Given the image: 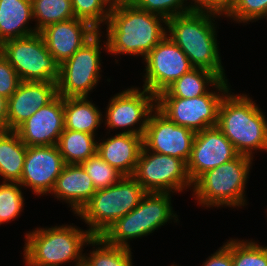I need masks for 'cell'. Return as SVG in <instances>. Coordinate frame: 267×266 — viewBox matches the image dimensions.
I'll return each instance as SVG.
<instances>
[{
	"label": "cell",
	"instance_id": "35",
	"mask_svg": "<svg viewBox=\"0 0 267 266\" xmlns=\"http://www.w3.org/2000/svg\"><path fill=\"white\" fill-rule=\"evenodd\" d=\"M20 77L0 52V94L7 99L17 90Z\"/></svg>",
	"mask_w": 267,
	"mask_h": 266
},
{
	"label": "cell",
	"instance_id": "5",
	"mask_svg": "<svg viewBox=\"0 0 267 266\" xmlns=\"http://www.w3.org/2000/svg\"><path fill=\"white\" fill-rule=\"evenodd\" d=\"M253 158L239 155L202 174L193 183V195L204 207H241Z\"/></svg>",
	"mask_w": 267,
	"mask_h": 266
},
{
	"label": "cell",
	"instance_id": "12",
	"mask_svg": "<svg viewBox=\"0 0 267 266\" xmlns=\"http://www.w3.org/2000/svg\"><path fill=\"white\" fill-rule=\"evenodd\" d=\"M143 59L146 63L143 88L155 96L193 69L186 54L168 35Z\"/></svg>",
	"mask_w": 267,
	"mask_h": 266
},
{
	"label": "cell",
	"instance_id": "7",
	"mask_svg": "<svg viewBox=\"0 0 267 266\" xmlns=\"http://www.w3.org/2000/svg\"><path fill=\"white\" fill-rule=\"evenodd\" d=\"M170 195L147 192L136 208L117 219L101 236L111 245L130 248L129 240L147 236L171 219L177 222Z\"/></svg>",
	"mask_w": 267,
	"mask_h": 266
},
{
	"label": "cell",
	"instance_id": "34",
	"mask_svg": "<svg viewBox=\"0 0 267 266\" xmlns=\"http://www.w3.org/2000/svg\"><path fill=\"white\" fill-rule=\"evenodd\" d=\"M185 1L187 0H130L137 8L158 14L166 19L194 10L193 5H188V2L184 4Z\"/></svg>",
	"mask_w": 267,
	"mask_h": 266
},
{
	"label": "cell",
	"instance_id": "36",
	"mask_svg": "<svg viewBox=\"0 0 267 266\" xmlns=\"http://www.w3.org/2000/svg\"><path fill=\"white\" fill-rule=\"evenodd\" d=\"M232 2L233 0H192L191 4L194 9L212 10L224 15L231 7Z\"/></svg>",
	"mask_w": 267,
	"mask_h": 266
},
{
	"label": "cell",
	"instance_id": "24",
	"mask_svg": "<svg viewBox=\"0 0 267 266\" xmlns=\"http://www.w3.org/2000/svg\"><path fill=\"white\" fill-rule=\"evenodd\" d=\"M27 145L14 130H0V176L4 181L19 182Z\"/></svg>",
	"mask_w": 267,
	"mask_h": 266
},
{
	"label": "cell",
	"instance_id": "32",
	"mask_svg": "<svg viewBox=\"0 0 267 266\" xmlns=\"http://www.w3.org/2000/svg\"><path fill=\"white\" fill-rule=\"evenodd\" d=\"M18 182L3 181L0 185V225L13 221L23 210L24 196Z\"/></svg>",
	"mask_w": 267,
	"mask_h": 266
},
{
	"label": "cell",
	"instance_id": "38",
	"mask_svg": "<svg viewBox=\"0 0 267 266\" xmlns=\"http://www.w3.org/2000/svg\"><path fill=\"white\" fill-rule=\"evenodd\" d=\"M8 99L0 94V130H7Z\"/></svg>",
	"mask_w": 267,
	"mask_h": 266
},
{
	"label": "cell",
	"instance_id": "18",
	"mask_svg": "<svg viewBox=\"0 0 267 266\" xmlns=\"http://www.w3.org/2000/svg\"><path fill=\"white\" fill-rule=\"evenodd\" d=\"M96 32L88 22L73 18L50 24L40 30L39 34L50 54L61 65Z\"/></svg>",
	"mask_w": 267,
	"mask_h": 266
},
{
	"label": "cell",
	"instance_id": "3",
	"mask_svg": "<svg viewBox=\"0 0 267 266\" xmlns=\"http://www.w3.org/2000/svg\"><path fill=\"white\" fill-rule=\"evenodd\" d=\"M217 127L240 155L253 158L254 150L267 152V119L246 94L233 95L229 91L224 96L219 107Z\"/></svg>",
	"mask_w": 267,
	"mask_h": 266
},
{
	"label": "cell",
	"instance_id": "26",
	"mask_svg": "<svg viewBox=\"0 0 267 266\" xmlns=\"http://www.w3.org/2000/svg\"><path fill=\"white\" fill-rule=\"evenodd\" d=\"M90 133L65 129L57 142V147L65 164H81L97 153V140Z\"/></svg>",
	"mask_w": 267,
	"mask_h": 266
},
{
	"label": "cell",
	"instance_id": "14",
	"mask_svg": "<svg viewBox=\"0 0 267 266\" xmlns=\"http://www.w3.org/2000/svg\"><path fill=\"white\" fill-rule=\"evenodd\" d=\"M196 132L177 125L157 107L151 112L143 136V146L152 152L190 159Z\"/></svg>",
	"mask_w": 267,
	"mask_h": 266
},
{
	"label": "cell",
	"instance_id": "33",
	"mask_svg": "<svg viewBox=\"0 0 267 266\" xmlns=\"http://www.w3.org/2000/svg\"><path fill=\"white\" fill-rule=\"evenodd\" d=\"M224 15L239 23L260 20L267 16V0H233Z\"/></svg>",
	"mask_w": 267,
	"mask_h": 266
},
{
	"label": "cell",
	"instance_id": "2",
	"mask_svg": "<svg viewBox=\"0 0 267 266\" xmlns=\"http://www.w3.org/2000/svg\"><path fill=\"white\" fill-rule=\"evenodd\" d=\"M221 15L212 10L194 9L167 19L166 26L167 35L186 54L193 68L214 72L220 79L227 80L221 64L214 23V18Z\"/></svg>",
	"mask_w": 267,
	"mask_h": 266
},
{
	"label": "cell",
	"instance_id": "37",
	"mask_svg": "<svg viewBox=\"0 0 267 266\" xmlns=\"http://www.w3.org/2000/svg\"><path fill=\"white\" fill-rule=\"evenodd\" d=\"M202 266H233L232 253L223 244L215 253L211 254Z\"/></svg>",
	"mask_w": 267,
	"mask_h": 266
},
{
	"label": "cell",
	"instance_id": "4",
	"mask_svg": "<svg viewBox=\"0 0 267 266\" xmlns=\"http://www.w3.org/2000/svg\"><path fill=\"white\" fill-rule=\"evenodd\" d=\"M25 236L24 260L34 266H60L72 260L81 266L83 246L93 237L89 230L71 225L35 228Z\"/></svg>",
	"mask_w": 267,
	"mask_h": 266
},
{
	"label": "cell",
	"instance_id": "23",
	"mask_svg": "<svg viewBox=\"0 0 267 266\" xmlns=\"http://www.w3.org/2000/svg\"><path fill=\"white\" fill-rule=\"evenodd\" d=\"M227 81L220 79L214 72L193 68L156 97L194 98L208 93L209 85L215 88H229Z\"/></svg>",
	"mask_w": 267,
	"mask_h": 266
},
{
	"label": "cell",
	"instance_id": "31",
	"mask_svg": "<svg viewBox=\"0 0 267 266\" xmlns=\"http://www.w3.org/2000/svg\"><path fill=\"white\" fill-rule=\"evenodd\" d=\"M96 190L116 184L124 175L110 166L97 153L81 163Z\"/></svg>",
	"mask_w": 267,
	"mask_h": 266
},
{
	"label": "cell",
	"instance_id": "16",
	"mask_svg": "<svg viewBox=\"0 0 267 266\" xmlns=\"http://www.w3.org/2000/svg\"><path fill=\"white\" fill-rule=\"evenodd\" d=\"M65 162L56 145L27 146L21 179L23 187H30L36 195L51 194L57 177L61 174Z\"/></svg>",
	"mask_w": 267,
	"mask_h": 266
},
{
	"label": "cell",
	"instance_id": "40",
	"mask_svg": "<svg viewBox=\"0 0 267 266\" xmlns=\"http://www.w3.org/2000/svg\"><path fill=\"white\" fill-rule=\"evenodd\" d=\"M25 264H26L27 266H34V265H30L26 260H25Z\"/></svg>",
	"mask_w": 267,
	"mask_h": 266
},
{
	"label": "cell",
	"instance_id": "21",
	"mask_svg": "<svg viewBox=\"0 0 267 266\" xmlns=\"http://www.w3.org/2000/svg\"><path fill=\"white\" fill-rule=\"evenodd\" d=\"M96 191L90 176L81 164H65L51 194L59 200L68 202L72 208L70 210L78 214Z\"/></svg>",
	"mask_w": 267,
	"mask_h": 266
},
{
	"label": "cell",
	"instance_id": "25",
	"mask_svg": "<svg viewBox=\"0 0 267 266\" xmlns=\"http://www.w3.org/2000/svg\"><path fill=\"white\" fill-rule=\"evenodd\" d=\"M102 113L87 97L64 98V128L95 135Z\"/></svg>",
	"mask_w": 267,
	"mask_h": 266
},
{
	"label": "cell",
	"instance_id": "15",
	"mask_svg": "<svg viewBox=\"0 0 267 266\" xmlns=\"http://www.w3.org/2000/svg\"><path fill=\"white\" fill-rule=\"evenodd\" d=\"M240 154L217 126L196 132L187 173L192 184L205 172L228 162Z\"/></svg>",
	"mask_w": 267,
	"mask_h": 266
},
{
	"label": "cell",
	"instance_id": "13",
	"mask_svg": "<svg viewBox=\"0 0 267 266\" xmlns=\"http://www.w3.org/2000/svg\"><path fill=\"white\" fill-rule=\"evenodd\" d=\"M139 89L131 87L110 98L105 112V125L109 130L127 128L120 133L144 136L149 116L156 108V96L147 89Z\"/></svg>",
	"mask_w": 267,
	"mask_h": 266
},
{
	"label": "cell",
	"instance_id": "28",
	"mask_svg": "<svg viewBox=\"0 0 267 266\" xmlns=\"http://www.w3.org/2000/svg\"><path fill=\"white\" fill-rule=\"evenodd\" d=\"M36 31L46 26L75 18L71 0H31Z\"/></svg>",
	"mask_w": 267,
	"mask_h": 266
},
{
	"label": "cell",
	"instance_id": "19",
	"mask_svg": "<svg viewBox=\"0 0 267 266\" xmlns=\"http://www.w3.org/2000/svg\"><path fill=\"white\" fill-rule=\"evenodd\" d=\"M57 95V82L21 81L8 98L7 130L15 131Z\"/></svg>",
	"mask_w": 267,
	"mask_h": 266
},
{
	"label": "cell",
	"instance_id": "17",
	"mask_svg": "<svg viewBox=\"0 0 267 266\" xmlns=\"http://www.w3.org/2000/svg\"><path fill=\"white\" fill-rule=\"evenodd\" d=\"M15 131L27 146L57 145L64 131V98L57 95Z\"/></svg>",
	"mask_w": 267,
	"mask_h": 266
},
{
	"label": "cell",
	"instance_id": "39",
	"mask_svg": "<svg viewBox=\"0 0 267 266\" xmlns=\"http://www.w3.org/2000/svg\"><path fill=\"white\" fill-rule=\"evenodd\" d=\"M112 6L117 5L118 3L121 2V0H107Z\"/></svg>",
	"mask_w": 267,
	"mask_h": 266
},
{
	"label": "cell",
	"instance_id": "22",
	"mask_svg": "<svg viewBox=\"0 0 267 266\" xmlns=\"http://www.w3.org/2000/svg\"><path fill=\"white\" fill-rule=\"evenodd\" d=\"M32 19L31 0H0V45L9 39L37 33L36 28L26 25Z\"/></svg>",
	"mask_w": 267,
	"mask_h": 266
},
{
	"label": "cell",
	"instance_id": "27",
	"mask_svg": "<svg viewBox=\"0 0 267 266\" xmlns=\"http://www.w3.org/2000/svg\"><path fill=\"white\" fill-rule=\"evenodd\" d=\"M88 244L98 247L89 257L84 254L83 266H133L131 248L111 245L102 236H93Z\"/></svg>",
	"mask_w": 267,
	"mask_h": 266
},
{
	"label": "cell",
	"instance_id": "9",
	"mask_svg": "<svg viewBox=\"0 0 267 266\" xmlns=\"http://www.w3.org/2000/svg\"><path fill=\"white\" fill-rule=\"evenodd\" d=\"M101 32L97 31L69 59L60 65L58 95L63 98L87 97L101 78Z\"/></svg>",
	"mask_w": 267,
	"mask_h": 266
},
{
	"label": "cell",
	"instance_id": "29",
	"mask_svg": "<svg viewBox=\"0 0 267 266\" xmlns=\"http://www.w3.org/2000/svg\"><path fill=\"white\" fill-rule=\"evenodd\" d=\"M224 245L232 253L233 266H267V246L237 239L228 240Z\"/></svg>",
	"mask_w": 267,
	"mask_h": 266
},
{
	"label": "cell",
	"instance_id": "6",
	"mask_svg": "<svg viewBox=\"0 0 267 266\" xmlns=\"http://www.w3.org/2000/svg\"><path fill=\"white\" fill-rule=\"evenodd\" d=\"M146 193L132 176H123L116 184L98 189L77 216L89 225L93 236H101L117 219L136 208Z\"/></svg>",
	"mask_w": 267,
	"mask_h": 266
},
{
	"label": "cell",
	"instance_id": "30",
	"mask_svg": "<svg viewBox=\"0 0 267 266\" xmlns=\"http://www.w3.org/2000/svg\"><path fill=\"white\" fill-rule=\"evenodd\" d=\"M75 18L88 22L97 31L109 19L112 5L107 0H71ZM107 7V8H106Z\"/></svg>",
	"mask_w": 267,
	"mask_h": 266
},
{
	"label": "cell",
	"instance_id": "20",
	"mask_svg": "<svg viewBox=\"0 0 267 266\" xmlns=\"http://www.w3.org/2000/svg\"><path fill=\"white\" fill-rule=\"evenodd\" d=\"M143 148V136L118 133L97 143V154L124 176H132Z\"/></svg>",
	"mask_w": 267,
	"mask_h": 266
},
{
	"label": "cell",
	"instance_id": "1",
	"mask_svg": "<svg viewBox=\"0 0 267 266\" xmlns=\"http://www.w3.org/2000/svg\"><path fill=\"white\" fill-rule=\"evenodd\" d=\"M161 23H164L163 25ZM110 54L146 55L167 35V19L137 8L130 1L113 5L106 21ZM166 29V30H165Z\"/></svg>",
	"mask_w": 267,
	"mask_h": 266
},
{
	"label": "cell",
	"instance_id": "10",
	"mask_svg": "<svg viewBox=\"0 0 267 266\" xmlns=\"http://www.w3.org/2000/svg\"><path fill=\"white\" fill-rule=\"evenodd\" d=\"M132 177L146 192L179 193L193 187L182 159L149 151L144 146Z\"/></svg>",
	"mask_w": 267,
	"mask_h": 266
},
{
	"label": "cell",
	"instance_id": "11",
	"mask_svg": "<svg viewBox=\"0 0 267 266\" xmlns=\"http://www.w3.org/2000/svg\"><path fill=\"white\" fill-rule=\"evenodd\" d=\"M194 98L156 97V107L177 125L199 132L217 126L222 99L230 88H216Z\"/></svg>",
	"mask_w": 267,
	"mask_h": 266
},
{
	"label": "cell",
	"instance_id": "8",
	"mask_svg": "<svg viewBox=\"0 0 267 266\" xmlns=\"http://www.w3.org/2000/svg\"><path fill=\"white\" fill-rule=\"evenodd\" d=\"M0 52L15 69L21 81L59 80L60 64L48 51L39 32L4 41L0 45Z\"/></svg>",
	"mask_w": 267,
	"mask_h": 266
}]
</instances>
